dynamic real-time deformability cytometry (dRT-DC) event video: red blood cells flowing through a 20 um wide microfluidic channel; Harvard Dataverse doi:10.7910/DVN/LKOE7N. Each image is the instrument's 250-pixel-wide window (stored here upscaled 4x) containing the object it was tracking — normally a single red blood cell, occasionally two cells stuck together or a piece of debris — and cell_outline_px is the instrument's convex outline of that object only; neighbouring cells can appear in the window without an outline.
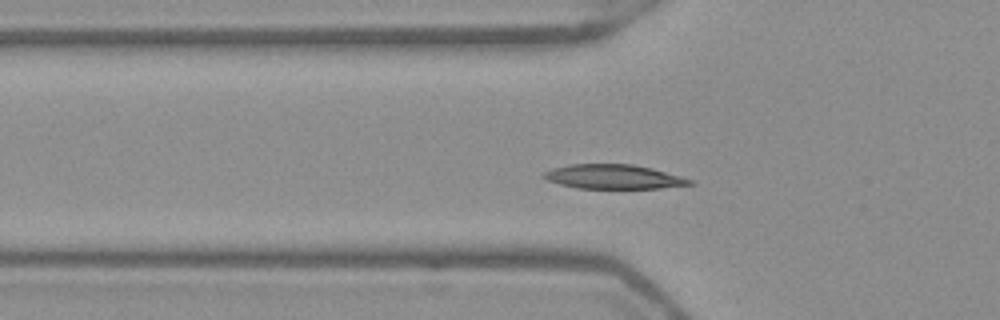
{"species": "Egyptian fruit bat (a non-hibernating species)", "species_latin": "Rousettus aegyptiacus", "temperature_condition": "warm", "stored_images_in_passage": 47, "camera_frame_rate_fps": 3000, "um_per_image_px": 0.085, "frame": {"image": 1, "passage_image": 12, "time_ms": 3.667, "image_size_px": [1000, 320], "cell_outline_px": [[696, 184], [660, 188], [576, 188], [560, 184], [548, 180], [540, 176], [544, 172], [552, 168], [568, 164], [632, 164], [652, 168], [680, 176], [692, 180]], "centroid_in_image_um": [52.13, 15.02], "position_along_channel_um": 73.7, "area_um2": 20.69}}
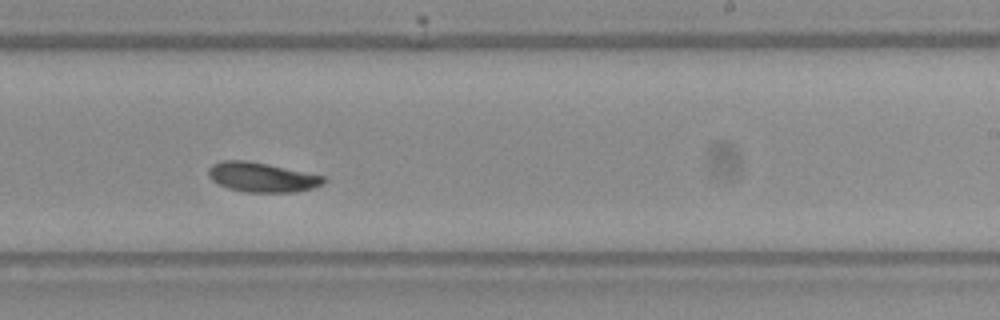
{"frame": {"image": 2, "passage_image": 27, "time_ms": 8.667, "image_size_px": [1000, 320], "cell_outline_px": [[328, 180], [324, 184], [312, 188], [296, 192], [244, 192], [228, 188], [212, 180], [208, 176], [208, 168], [212, 164], [220, 160], [244, 160], [268, 164], [324, 176]], "centroid_in_image_um": [22.26, 15.06], "position_along_channel_um": 266.7, "area_um2": 19.94}}
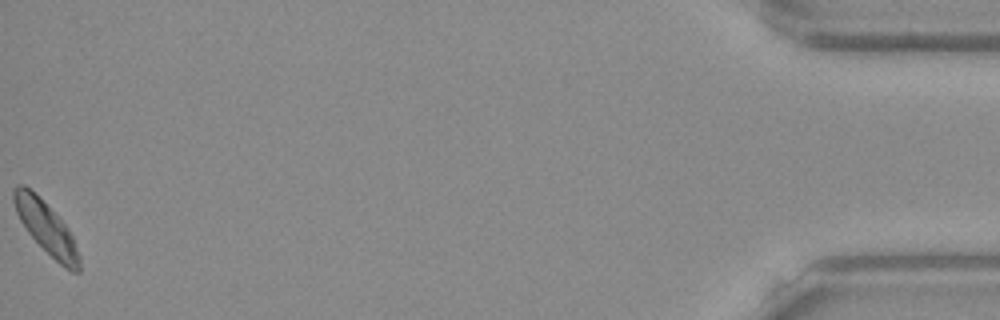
{"frame": {"image": 3, "passage_image": 47, "time_ms": 15.333, "image_size_px": [1000, 320], "cell_outline_px": [[80, 272], [72, 272], [64, 268], [28, 232], [20, 220], [16, 212], [12, 200], [12, 192], [16, 184], [24, 184], [64, 224], [72, 236], [80, 256]], "centroid_in_image_um": [3.91, 19.39], "position_along_channel_um": 431.3, "area_um2": 19.07}, "authors_computed_cell_mechanics": {"area_um2": 20.0566, "velocity_mm_per_s": 3.8683, "shape_relaxation_time_tau1_ms": 2.1022, "shape_relaxation_time_tau2_ms": null, "deformation_change_tau1": 0.0823, "deformation_change_tau2": null}}